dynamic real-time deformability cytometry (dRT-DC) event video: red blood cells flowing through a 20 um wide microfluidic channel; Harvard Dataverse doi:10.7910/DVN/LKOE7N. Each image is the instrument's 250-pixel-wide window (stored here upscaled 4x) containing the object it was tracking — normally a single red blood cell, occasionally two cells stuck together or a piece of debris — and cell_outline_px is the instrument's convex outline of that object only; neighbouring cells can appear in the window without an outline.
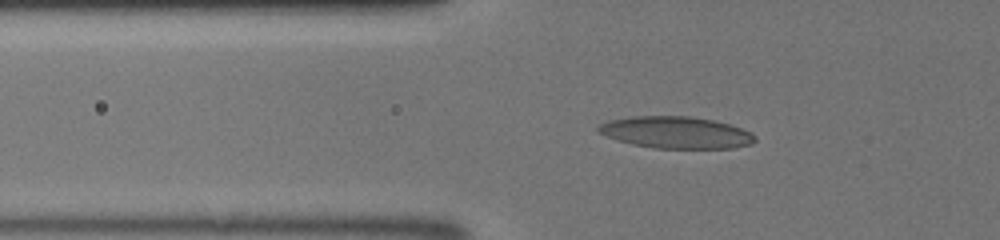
{"species": "human", "species_latin": "Homo sapiens", "temperature_condition": "room temperature", "stored_images_in_passage": 47, "camera_frame_rate_fps": 3000, "um_per_image_px": 0.085, "donor": {"sex": "male"}, "frame": {"image": 1, "passage_image": 20, "time_ms": 6.333, "image_size_px": [1000, 240], "cell_outline_px": [[756, 140], [752, 144], [732, 148], [656, 148], [632, 144], [616, 140], [596, 132], [596, 128], [600, 124], [608, 120], [632, 116], [692, 116], [712, 120], [728, 124], [752, 132], [756, 136]], "centroid_in_image_um": [57.43, 11.26], "position_along_channel_um": 68.4, "area_um2": 29.19}}
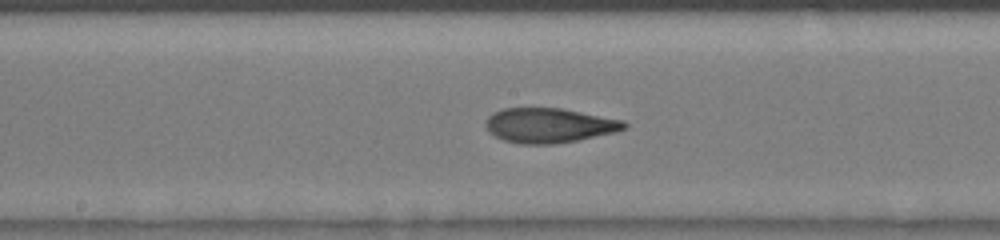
{"frame": {"image": 2, "passage_image": 29, "time_ms": 9.333, "image_size_px": [1000, 240], "cell_outline_px": [[628, 124], [624, 128], [616, 132], [556, 144], [520, 144], [504, 140], [488, 132], [484, 124], [484, 120], [492, 112], [504, 108], [560, 108], [624, 120]], "centroid_in_image_um": [46.63, 10.65], "position_along_channel_um": 201.6, "area_um2": 28.09}}
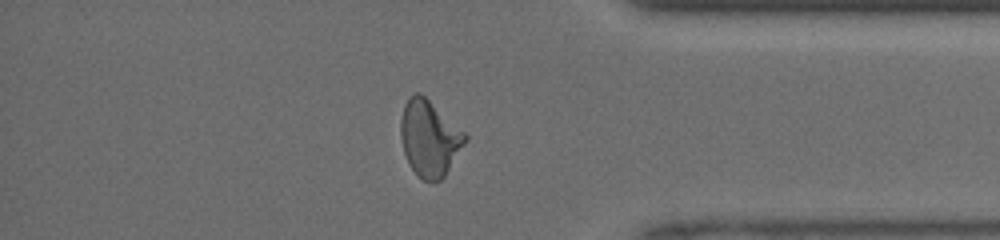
{"frame": {"image": 3, "passage_image": 42, "time_ms": 13.667, "image_size_px": [1000, 240], "cell_outline_px": [[468, 140], [444, 176], [440, 180], [424, 180], [408, 164], [404, 152], [400, 136], [400, 120], [404, 104], [408, 96], [416, 92], [420, 92], [464, 132], [468, 136]], "centroid_in_image_um": [36.48, 11.72], "position_along_channel_um": 398.7, "area_um2": 28.26}}